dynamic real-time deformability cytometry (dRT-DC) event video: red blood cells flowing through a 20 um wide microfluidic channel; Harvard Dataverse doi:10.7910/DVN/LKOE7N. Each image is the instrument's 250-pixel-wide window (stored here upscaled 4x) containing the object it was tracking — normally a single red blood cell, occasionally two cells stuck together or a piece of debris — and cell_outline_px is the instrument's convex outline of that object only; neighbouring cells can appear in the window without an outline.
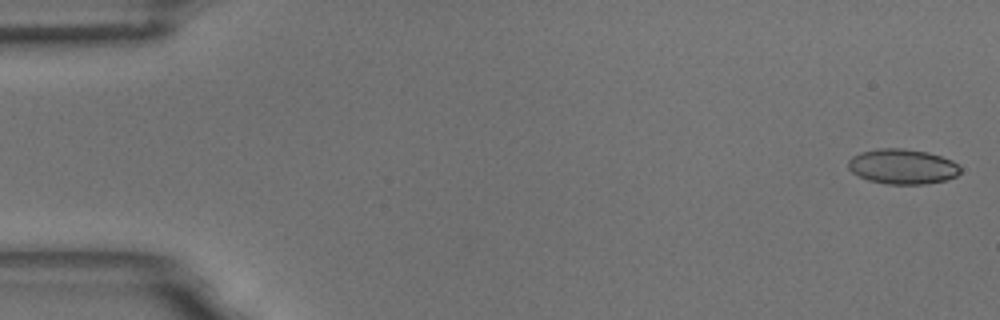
{"species": "common noctule bat (a hibernating species)", "species_latin": "Nyctalus noctula", "temperature_condition": "room temperature", "stored_images_in_passage": 59, "camera_frame_rate_fps": 3000, "um_per_image_px": 0.085, "animal": {"sex": "male", "body_mass_g": 18.8}, "frame": {"image": 1, "passage_image": 2, "time_ms": 0.333, "image_size_px": [1000, 320], "cell_outline_px": [[960, 172], [956, 176], [944, 180], [924, 184], [888, 184], [868, 180], [852, 172], [848, 168], [848, 160], [852, 156], [860, 152], [880, 148], [904, 148], [928, 152], [952, 160], [960, 168]], "centroid_in_image_um": [76.69, 14.14], "position_along_channel_um": 8.3, "area_um2": 22.83}}
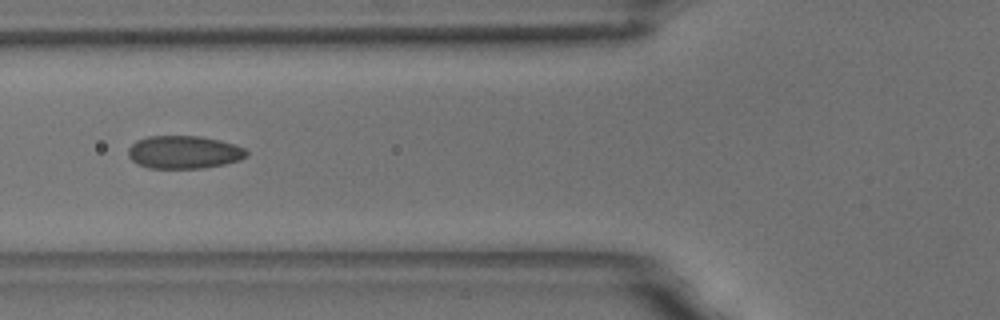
{"frame": {"image": 2, "passage_image": 23, "time_ms": 7.333, "image_size_px": [1000, 320], "cell_outline_px": [[248, 156], [240, 160], [224, 164], [204, 168], [148, 168], [136, 164], [128, 156], [128, 148], [136, 140], [148, 136], [200, 136], [220, 140], [244, 148], [248, 152]], "centroid_in_image_um": [15.62, 12.94], "position_along_channel_um": 110.2, "area_um2": 22.83}}
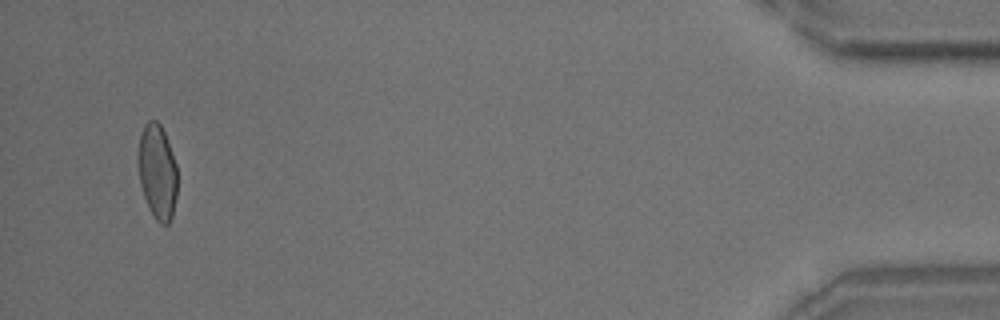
{"frame": {"image": 3, "passage_image": 57, "time_ms": 18.667, "image_size_px": [1000, 320], "cell_outline_px": [[176, 196], [172, 216], [168, 224], [160, 224], [156, 220], [148, 208], [140, 184], [140, 136], [144, 124], [148, 120], [156, 120], [160, 124], [164, 132], [176, 164]], "centroid_in_image_um": [13.39, 14.63], "position_along_channel_um": 421.8, "area_um2": 21.1}, "authors_computed_cell_mechanics": {"area_um2": 22.4264, "velocity_mm_per_s": 3.4535, "shape_relaxation_time_tau1_ms": 5.6294, "shape_relaxation_time_tau2_ms": 1.178, "deformation_change_tau1": 0.13, "deformation_change_tau2": 0.0556}}